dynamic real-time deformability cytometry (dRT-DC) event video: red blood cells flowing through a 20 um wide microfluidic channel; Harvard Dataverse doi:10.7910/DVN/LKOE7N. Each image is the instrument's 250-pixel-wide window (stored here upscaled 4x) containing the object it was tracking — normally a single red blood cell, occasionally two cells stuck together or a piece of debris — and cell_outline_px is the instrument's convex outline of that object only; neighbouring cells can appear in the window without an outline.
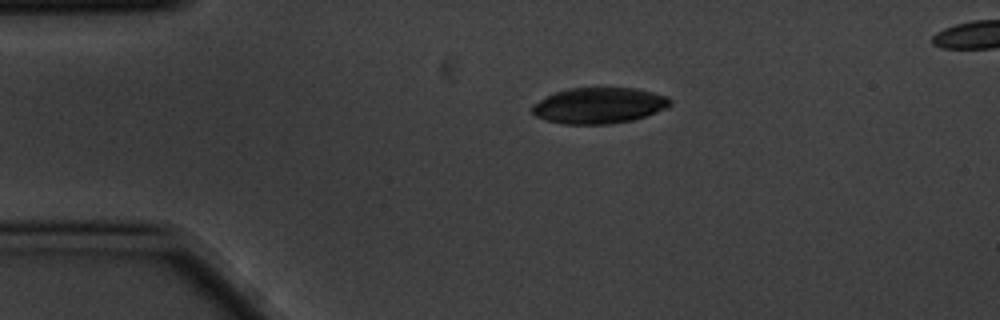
{"species": "common noctule bat (a hibernating species)", "species_latin": "Nyctalus noctula", "temperature_condition": "cold", "stored_images_in_passage": 2, "camera_frame_rate_fps": 3000, "um_per_image_px": 0.085, "animal": {"sex": "male", "body_mass_g": 20.1, "forearm_length_mm": 53.5}, "frame": {"image": 1, "passage_image": 1, "time_ms": 0.0, "image_size_px": [1000, 320], "cell_outline_px": [[672, 104], [668, 108], [632, 120], [608, 124], [560, 124], [544, 120], [536, 116], [532, 112], [532, 108], [540, 100], [556, 92], [568, 88], [636, 88], [668, 96], [672, 100]], "centroid_in_image_um": [50.95, 8.97], "position_along_channel_um": 34.1, "area_um2": 28.84}}